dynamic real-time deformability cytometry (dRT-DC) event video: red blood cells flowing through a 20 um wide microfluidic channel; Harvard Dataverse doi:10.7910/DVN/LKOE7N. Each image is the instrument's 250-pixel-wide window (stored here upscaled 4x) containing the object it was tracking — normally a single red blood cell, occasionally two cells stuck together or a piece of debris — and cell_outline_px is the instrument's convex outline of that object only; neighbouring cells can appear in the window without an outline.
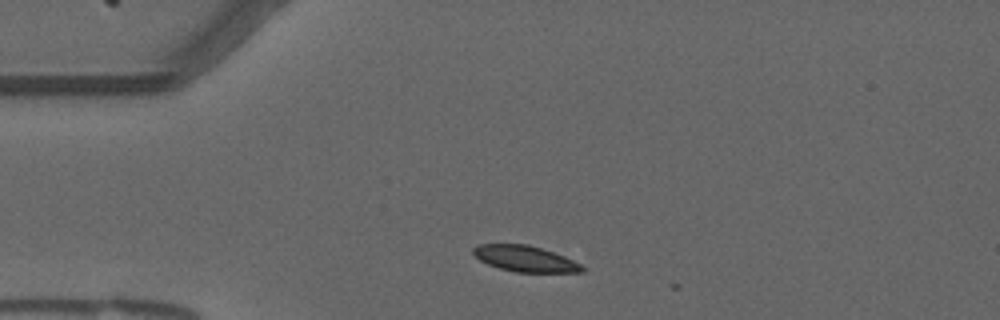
{"species": "common noctule bat (a hibernating species)", "species_latin": "Nyctalus noctula", "temperature_condition": "warm", "stored_images_in_passage": 3, "camera_frame_rate_fps": 3000, "um_per_image_px": 0.085, "animal": {"sex": "male", "forearm_length_mm": 52.5}, "frame": {"image": 1, "passage_image": 1, "time_ms": 0.0, "image_size_px": [1000, 320], "cell_outline_px": [[584, 272], [516, 272], [500, 268], [488, 264], [480, 260], [472, 252], [472, 248], [476, 244], [528, 244], [564, 256], [580, 264], [584, 268]], "centroid_in_image_um": [44.6, 21.98], "position_along_channel_um": 40.4, "area_um2": 16.3}}